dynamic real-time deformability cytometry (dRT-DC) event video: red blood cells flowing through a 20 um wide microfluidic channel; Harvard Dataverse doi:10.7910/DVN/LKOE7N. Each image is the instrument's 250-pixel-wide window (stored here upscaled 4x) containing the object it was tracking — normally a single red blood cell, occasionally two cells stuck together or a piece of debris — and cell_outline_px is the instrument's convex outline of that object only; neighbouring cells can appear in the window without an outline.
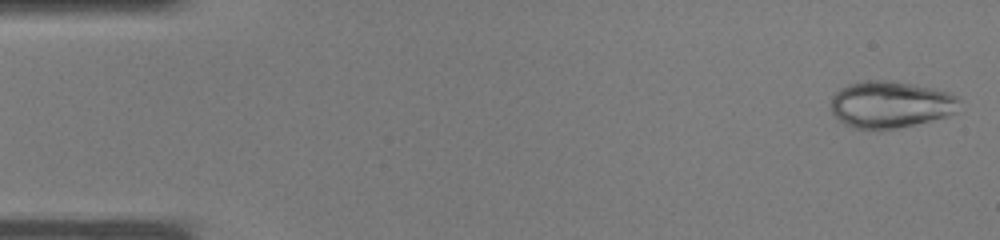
{"species": "common noctule bat (a hibernating species)", "species_latin": "Nyctalus noctula", "temperature_condition": "warm", "stored_images_in_passage": 36, "camera_frame_rate_fps": 3000, "um_per_image_px": 0.085, "animal": {"sex": "male", "body_mass_g": 19.0, "forearm_length_mm": 50.8}, "frame": {"image": 1, "passage_image": 1, "time_ms": 0.0, "image_size_px": [1000, 240], "cell_outline_px": [[960, 100], [956, 112], [948, 116], [880, 132], [856, 128], [844, 124], [832, 112], [832, 96], [840, 88], [848, 84], [864, 80], [892, 80], [932, 88], [948, 92], [960, 96]], "centroid_in_image_um": [75.7, 8.89], "position_along_channel_um": 9.3, "area_um2": 35.49}}
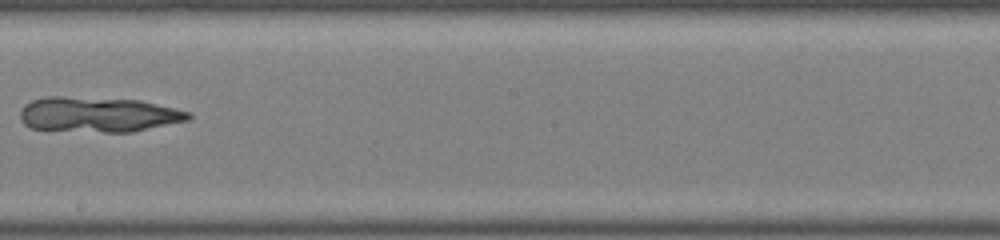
{"frame": {"image": 2, "passage_image": 21, "time_ms": 6.667, "image_size_px": [1000, 240], "cell_outline_px": [[192, 116], [188, 120], [132, 132], [104, 132], [32, 128], [24, 124], [20, 120], [20, 112], [24, 104], [32, 100], [48, 96], [64, 96], [140, 100], [192, 112]], "centroid_in_image_um": [8.35, 9.72], "position_along_channel_um": 239.8, "area_um2": 34.45}}
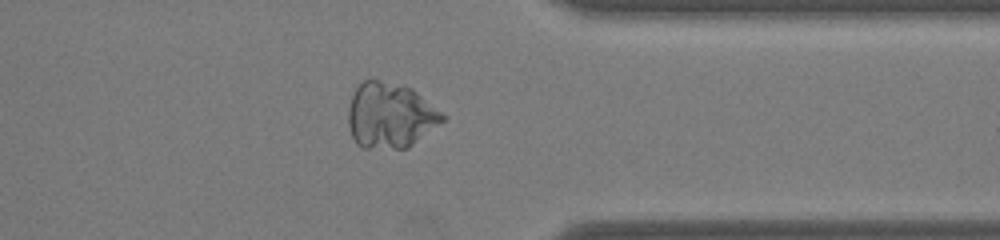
{"frame": {"image": 3, "passage_image": 29, "time_ms": 9.333, "image_size_px": [1000, 240], "cell_outline_px": [[448, 116], [444, 120], [408, 148], [364, 148], [356, 144], [352, 136], [348, 124], [348, 108], [352, 96], [356, 88], [368, 76], [372, 76], [412, 88]], "centroid_in_image_um": [33.16, 9.77], "position_along_channel_um": 378.2, "area_um2": 36.41}}